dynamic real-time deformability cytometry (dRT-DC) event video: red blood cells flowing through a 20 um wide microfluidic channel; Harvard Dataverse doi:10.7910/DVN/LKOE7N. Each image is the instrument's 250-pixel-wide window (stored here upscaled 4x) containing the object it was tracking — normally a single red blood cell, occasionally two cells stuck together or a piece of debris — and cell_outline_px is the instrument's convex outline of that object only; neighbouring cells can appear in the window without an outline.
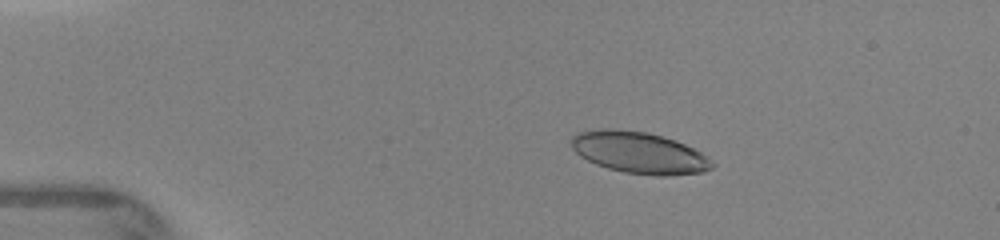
{"species": "human", "species_latin": "Homo sapiens", "temperature_condition": "warm", "stored_images_in_passage": 18, "camera_frame_rate_fps": 3000, "um_per_image_px": 0.085, "donor": {"sex": "female"}, "frame": {"image": 1, "passage_image": 6, "time_ms": 2.0, "image_size_px": [1000, 240], "cell_outline_px": [[716, 164], [712, 168], [704, 172], [668, 176], [656, 176], [624, 172], [608, 168], [596, 164], [580, 156], [572, 148], [572, 136], [576, 132], [600, 128], [612, 128], [648, 132], [676, 140], [700, 152]], "centroid_in_image_um": [54.32, 12.97], "position_along_channel_um": 30.7, "area_um2": 34.28}}
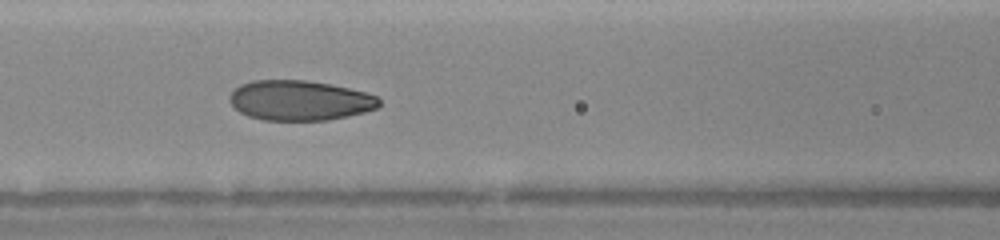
{"frame": {"image": 2, "passage_image": 15, "time_ms": 6.0, "image_size_px": [1000, 240], "cell_outline_px": [[380, 104], [376, 108], [364, 112], [348, 116], [328, 120], [264, 120], [248, 116], [240, 112], [228, 100], [228, 96], [240, 84], [252, 80], [304, 80], [328, 84], [348, 88], [364, 92], [376, 96], [380, 100]], "centroid_in_image_um": [25.45, 8.54], "position_along_channel_um": 141.2, "area_um2": 34.74}}
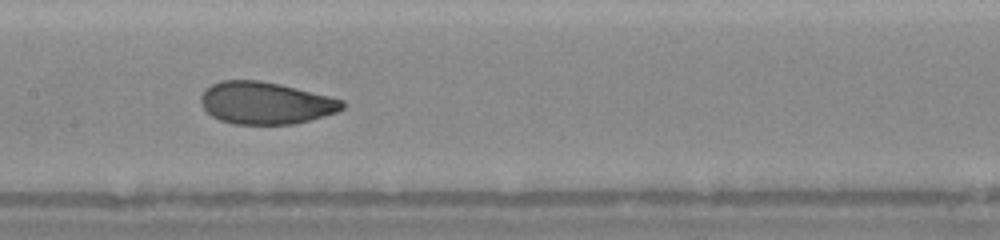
{"frame": {"image": 3, "passage_image": 17, "time_ms": 7.0, "image_size_px": [1000, 240], "cell_outline_px": [[344, 108], [336, 112], [324, 116], [292, 124], [236, 124], [220, 120], [212, 116], [204, 108], [200, 100], [200, 96], [212, 84], [220, 80], [260, 80], [280, 84], [332, 96], [344, 100]], "centroid_in_image_um": [22.6, 8.74], "position_along_channel_um": 184.8, "area_um2": 34.74}}